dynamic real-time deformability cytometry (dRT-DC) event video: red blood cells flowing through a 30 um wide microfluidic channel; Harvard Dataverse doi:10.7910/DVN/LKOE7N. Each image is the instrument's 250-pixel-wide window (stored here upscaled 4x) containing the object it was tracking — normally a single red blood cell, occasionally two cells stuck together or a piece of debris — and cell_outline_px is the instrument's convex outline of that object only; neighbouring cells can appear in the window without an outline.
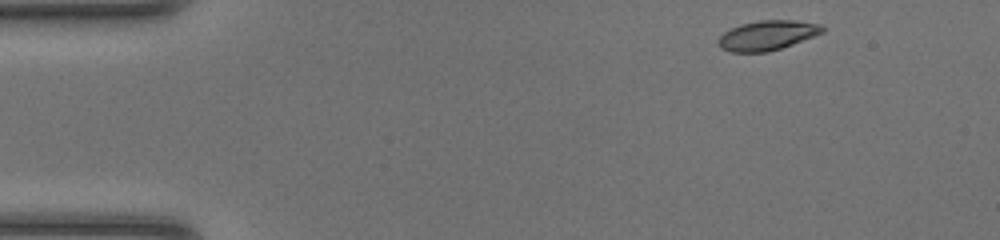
{"species": "common noctule bat (a hibernating species)", "species_latin": "Nyctalus noctula", "temperature_condition": "room temperature", "stored_images_in_passage": 43, "camera_frame_rate_fps": 3000, "um_per_image_px": 0.085, "animal": {"sex": "female", "body_mass_g": 20.0, "forearm_length_mm": 54.0}, "frame": {"image": 1, "passage_image": 1, "time_ms": 0.0, "image_size_px": [1000, 240], "cell_outline_px": [[828, 28], [824, 32], [792, 44], [768, 52], [732, 52], [720, 48], [716, 40], [724, 32], [740, 24], [760, 20], [796, 20], [820, 24]], "centroid_in_image_um": [65.23, 3.0], "position_along_channel_um": 19.8, "area_um2": 18.09}}
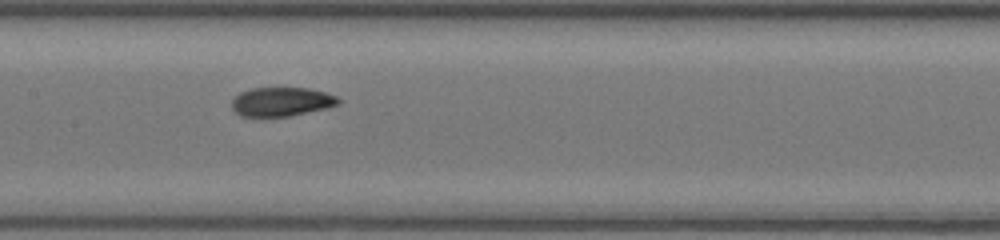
{"frame": {"image": 2, "passage_image": 19, "time_ms": 6.0, "image_size_px": [1000, 240], "cell_outline_px": [[340, 104], [328, 108], [288, 116], [240, 116], [232, 108], [232, 100], [240, 92], [252, 88], [308, 88], [324, 92], [336, 96], [340, 100]], "centroid_in_image_um": [23.94, 8.64], "position_along_channel_um": 183.5, "area_um2": 17.92}}
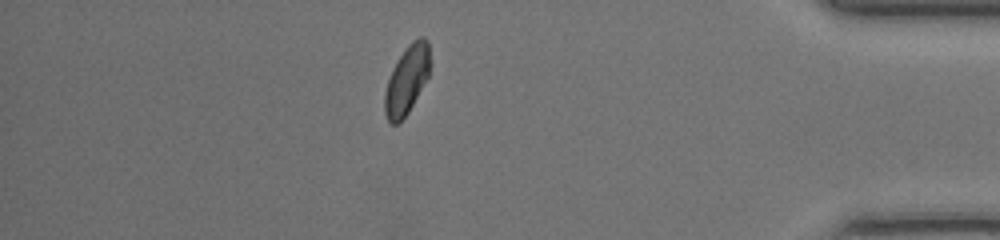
{"frame": {"image": 3, "passage_image": 37, "time_ms": 12.0, "image_size_px": [1000, 240], "cell_outline_px": [[432, 64], [428, 76], [408, 112], [396, 124], [392, 124], [388, 120], [384, 112], [384, 92], [392, 68], [408, 44], [412, 40], [420, 36], [424, 36], [428, 40]], "centroid_in_image_um": [34.6, 6.73], "position_along_channel_um": 400.6, "area_um2": 18.15}, "authors_computed_cell_mechanics": {"area_um2": 18.3226, "velocity_mm_per_s": 4.3047, "shape_relaxation_time_tau1_ms": 2.7589, "shape_relaxation_time_tau2_ms": 1.8454, "deformation_change_tau1": 0.1244, "deformation_change_tau2": 0.0524}}